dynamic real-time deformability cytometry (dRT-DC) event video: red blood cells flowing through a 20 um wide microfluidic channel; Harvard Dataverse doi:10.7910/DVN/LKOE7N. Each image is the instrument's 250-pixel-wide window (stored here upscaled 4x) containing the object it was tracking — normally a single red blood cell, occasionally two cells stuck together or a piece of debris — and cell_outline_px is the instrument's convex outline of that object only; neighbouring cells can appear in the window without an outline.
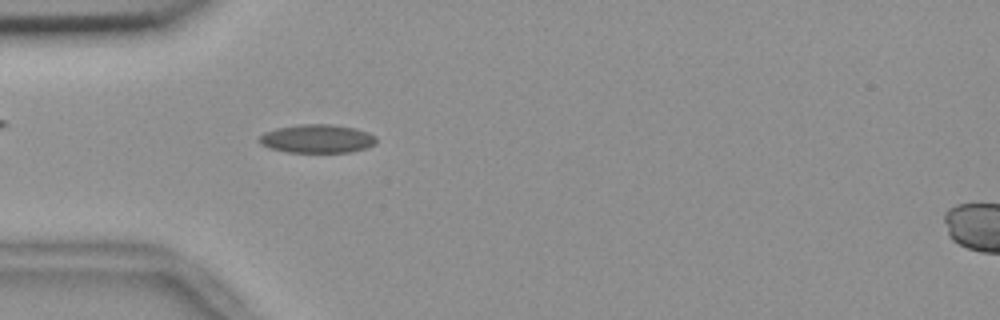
{"species": "common noctule bat (a hibernating species)", "species_latin": "Nyctalus noctula", "temperature_condition": "room temperature", "stored_images_in_passage": 55, "camera_frame_rate_fps": 3000, "um_per_image_px": 0.085, "animal": {"sex": "female", "body_mass_g": 18.4}, "frame": {"image": 1, "passage_image": 16, "time_ms": 5.0, "image_size_px": [1000, 320], "cell_outline_px": [[376, 144], [368, 148], [352, 152], [288, 152], [268, 148], [260, 144], [256, 140], [264, 132], [276, 128], [300, 124], [332, 124], [356, 128], [368, 132], [376, 136]], "centroid_in_image_um": [26.96, 11.79], "position_along_channel_um": 58.0, "area_um2": 19.77}}
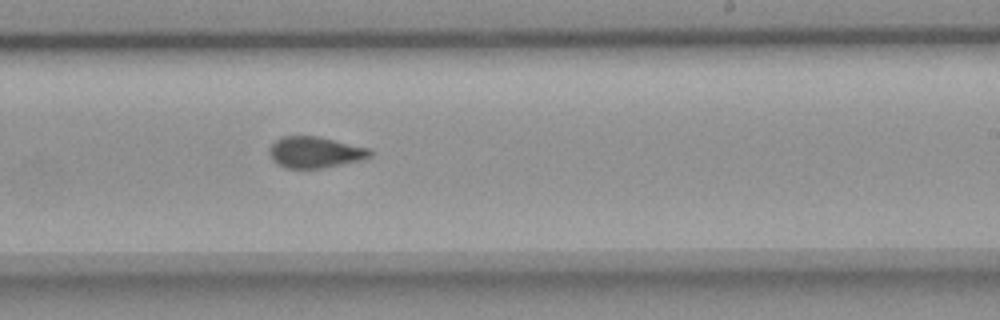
{"frame": {"image": 2, "passage_image": 33, "time_ms": 10.667, "image_size_px": [1000, 320], "cell_outline_px": [[372, 156], [360, 160], [324, 168], [284, 168], [272, 160], [268, 152], [268, 148], [280, 136], [320, 136], [368, 148], [372, 152]], "centroid_in_image_um": [26.75, 12.94], "position_along_channel_um": 262.3, "area_um2": 18.44}}
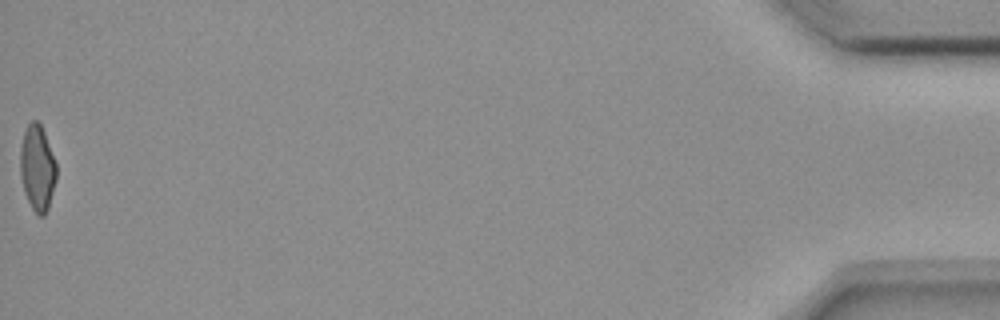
{"frame": {"image": 3, "passage_image": 55, "time_ms": 18.0, "image_size_px": [1000, 320], "cell_outline_px": [[56, 180], [48, 208], [44, 216], [36, 216], [24, 192], [20, 176], [20, 148], [24, 132], [28, 124], [32, 120], [36, 120], [40, 124], [44, 132], [56, 164]], "centroid_in_image_um": [3.16, 14.3], "position_along_channel_um": 432.0, "area_um2": 18.03}, "authors_computed_cell_mechanics": {"area_um2": 18.6694, "velocity_mm_per_s": 3.6774, "shape_relaxation_time_tau1_ms": null, "shape_relaxation_time_tau2_ms": 1.6977, "deformation_change_tau1": null, "deformation_change_tau2": 0.0529}}